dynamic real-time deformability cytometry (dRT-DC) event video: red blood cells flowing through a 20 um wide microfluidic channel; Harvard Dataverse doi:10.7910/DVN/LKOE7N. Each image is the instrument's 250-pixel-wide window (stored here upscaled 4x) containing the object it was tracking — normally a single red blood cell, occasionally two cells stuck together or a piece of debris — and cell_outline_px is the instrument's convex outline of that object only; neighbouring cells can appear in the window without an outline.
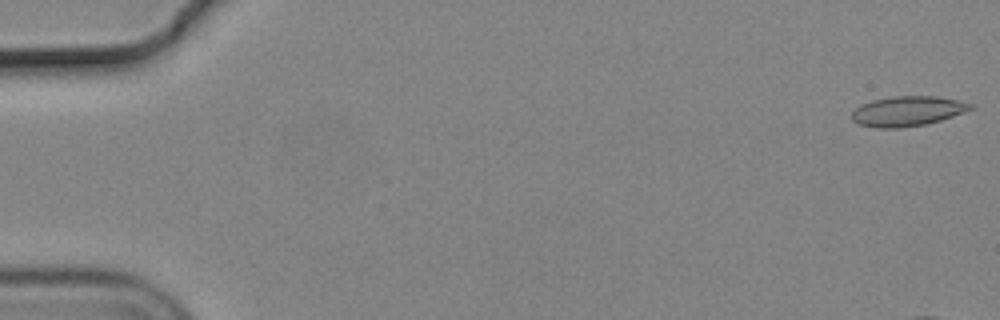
{"species": "common noctule bat (a hibernating species)", "species_latin": "Nyctalus noctula", "temperature_condition": "cold", "stored_images_in_passage": 11, "camera_frame_rate_fps": 3000, "um_per_image_px": 0.085, "animal": {"sex": "male", "body_mass_g": 19.2, "forearm_length_mm": 51.8}, "frame": {"image": 1, "passage_image": 1, "time_ms": 0.0, "image_size_px": [1000, 320], "cell_outline_px": [[976, 108], [940, 120], [924, 124], [900, 128], [876, 128], [860, 124], [852, 120], [852, 112], [860, 104], [872, 100], [892, 96], [936, 96], [976, 104]], "centroid_in_image_um": [77.15, 9.44], "position_along_channel_um": 7.9, "area_um2": 20.75}}